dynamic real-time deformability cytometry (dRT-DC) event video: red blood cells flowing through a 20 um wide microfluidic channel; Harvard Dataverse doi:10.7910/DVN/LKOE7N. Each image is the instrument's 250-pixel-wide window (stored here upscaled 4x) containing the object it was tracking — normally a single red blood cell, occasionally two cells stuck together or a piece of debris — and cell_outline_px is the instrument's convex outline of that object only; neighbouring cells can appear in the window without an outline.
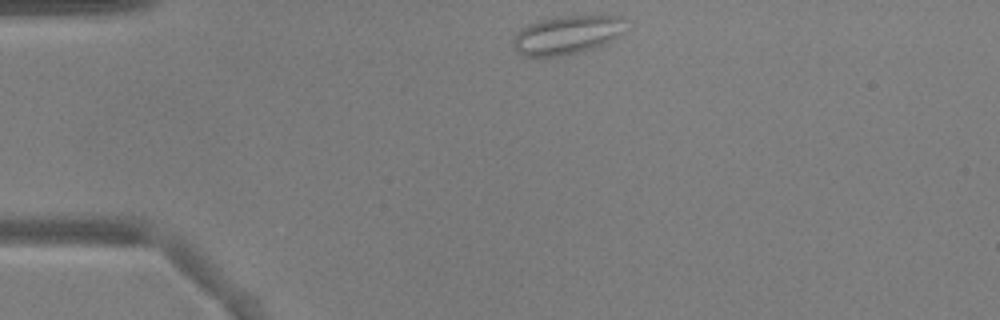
{"species": "common noctule bat (a hibernating species)", "species_latin": "Nyctalus noctula", "temperature_condition": "warm", "stored_images_in_passage": 43, "camera_frame_rate_fps": 3000, "um_per_image_px": 0.085, "animal": {"sex": "male", "body_mass_g": 17.9, "forearm_length_mm": 54.2}, "frame": {"image": 1, "passage_image": 1, "time_ms": 0.0, "image_size_px": [1000, 320], "cell_outline_px": [[624, 32], [612, 40], [576, 52], [560, 56], [524, 56], [516, 52], [512, 44], [512, 40], [528, 24], [540, 20], [556, 16], [620, 16]], "centroid_in_image_um": [48.13, 2.97], "position_along_channel_um": 36.9, "area_um2": 24.62}}
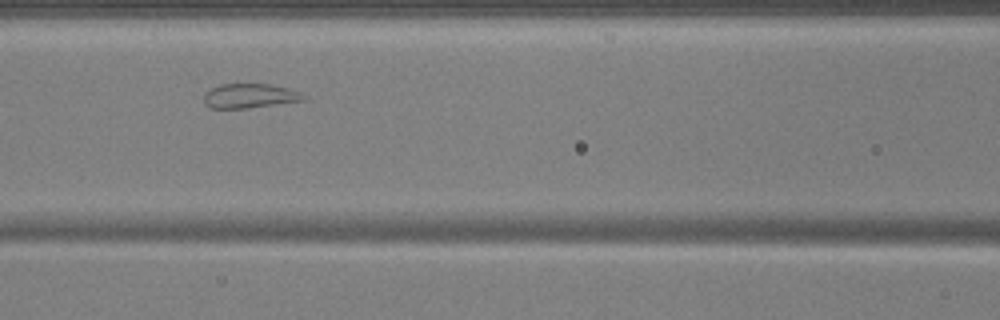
{"frame": {"image": 2, "passage_image": 13, "time_ms": 4.0, "image_size_px": [1000, 320], "cell_outline_px": [[308, 96], [304, 100], [248, 108], [212, 108], [204, 104], [204, 92], [220, 84], [268, 84], [288, 88], [300, 92]], "centroid_in_image_um": [21.22, 8.15], "position_along_channel_um": 145.4, "area_um2": 14.16}}
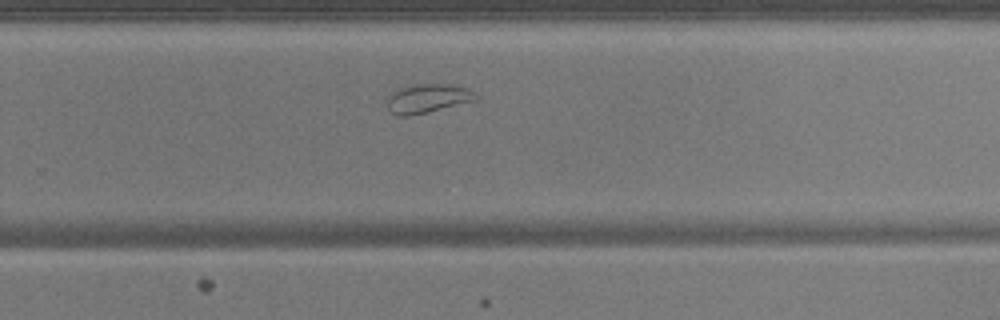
{"frame": {"image": 3, "passage_image": 25, "time_ms": 8.0, "image_size_px": [1000, 320], "cell_outline_px": [[480, 96], [476, 100], [408, 116], [400, 116], [392, 112], [388, 108], [388, 96], [396, 88], [416, 84], [448, 84], [468, 88]], "centroid_in_image_um": [36.35, 8.34], "position_along_channel_um": 293.5, "area_um2": 14.8}}